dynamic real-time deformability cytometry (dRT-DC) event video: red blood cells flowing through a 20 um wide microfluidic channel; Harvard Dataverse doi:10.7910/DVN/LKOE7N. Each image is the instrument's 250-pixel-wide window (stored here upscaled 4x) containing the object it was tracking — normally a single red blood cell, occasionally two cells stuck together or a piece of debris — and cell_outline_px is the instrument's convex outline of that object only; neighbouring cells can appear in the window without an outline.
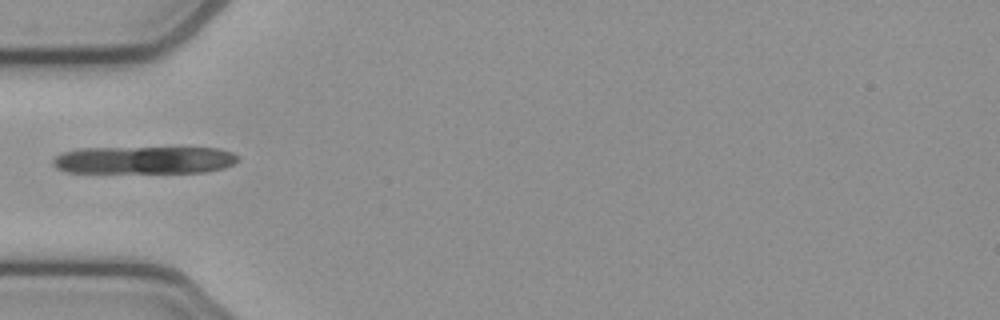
{"species": "common noctule bat (a hibernating species)", "species_latin": "Nyctalus noctula", "temperature_condition": "cold", "stored_images_in_passage": 36, "camera_frame_rate_fps": 3000, "um_per_image_px": 0.085, "animal": {"sex": "female", "body_mass_g": 21.9}, "frame": {"image": 1, "passage_image": 1, "time_ms": 0.0, "image_size_px": [1000, 320], "cell_outline_px": [[240, 160], [224, 168], [204, 172], [64, 172], [56, 168], [52, 164], [52, 160], [60, 152], [80, 148], [220, 148], [232, 152], [240, 156]], "centroid_in_image_um": [12.25, 13.6], "position_along_channel_um": 72.7, "area_um2": 29.82}}
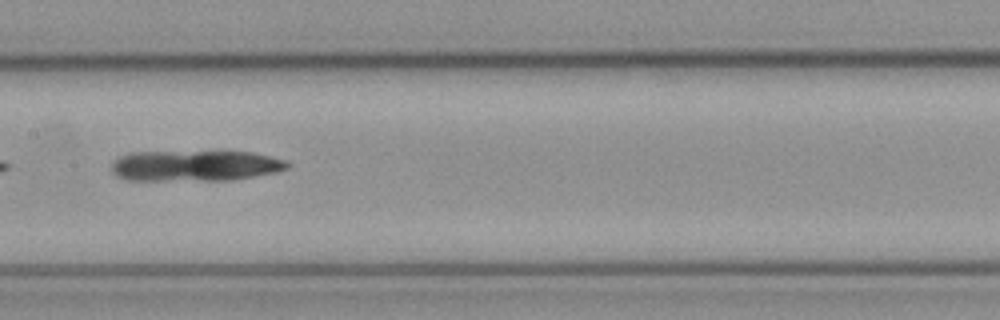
{"frame": {"image": 2, "passage_image": 10, "time_ms": 3.0, "image_size_px": [1000, 320], "cell_outline_px": [[292, 164], [288, 168], [276, 172], [232, 180], [128, 180], [116, 176], [112, 172], [112, 160], [128, 152], [252, 152], [288, 160]], "centroid_in_image_um": [16.6, 14.08], "position_along_channel_um": 190.8, "area_um2": 31.73}}
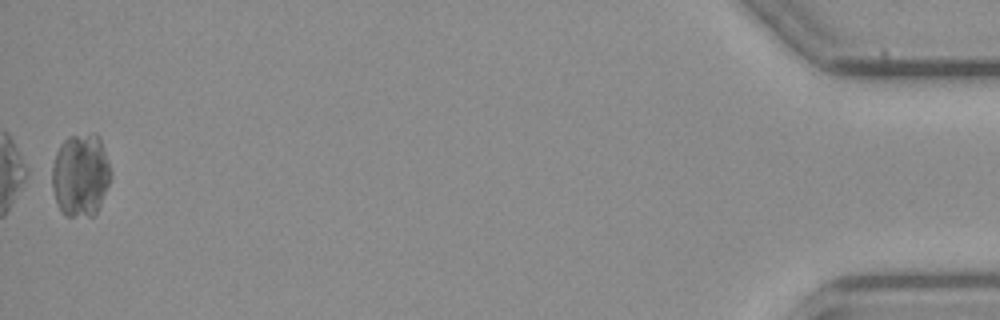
{"frame": {"image": 3, "passage_image": 36, "time_ms": 11.667, "image_size_px": [1000, 320], "cell_outline_px": [[112, 176], [100, 204], [96, 212], [92, 216], [68, 216], [60, 208], [56, 200], [52, 188], [52, 168], [56, 152], [60, 144], [68, 136], [92, 132], [96, 132], [100, 140], [112, 172]], "centroid_in_image_um": [6.85, 14.84], "position_along_channel_um": 428.4, "area_um2": 28.38}}